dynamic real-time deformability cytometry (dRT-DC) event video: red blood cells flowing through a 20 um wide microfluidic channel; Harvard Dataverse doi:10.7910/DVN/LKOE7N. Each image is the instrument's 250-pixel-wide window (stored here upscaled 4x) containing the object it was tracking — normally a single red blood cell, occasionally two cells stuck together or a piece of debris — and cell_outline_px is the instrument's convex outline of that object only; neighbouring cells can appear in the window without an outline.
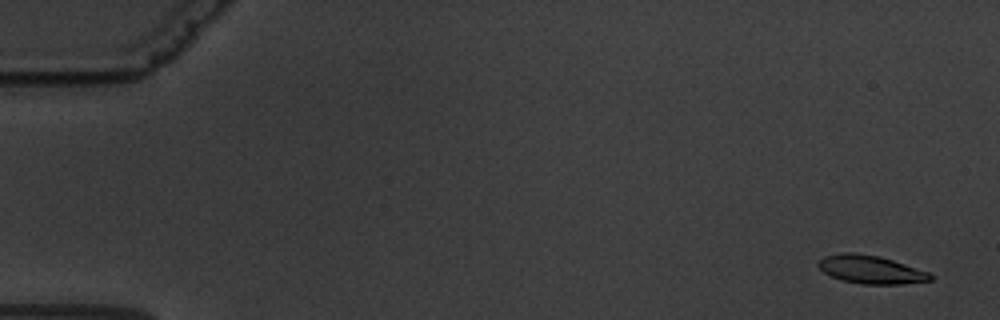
{"species": "common noctule bat (a hibernating species)", "species_latin": "Nyctalus noctula", "temperature_condition": "warm", "stored_images_in_passage": 61, "camera_frame_rate_fps": 3000, "um_per_image_px": 0.085, "animal": {"sex": "male", "body_mass_g": 19.5, "forearm_length_mm": 54.6}, "frame": {"image": 1, "passage_image": 3, "time_ms": 0.667, "image_size_px": [1000, 320], "cell_outline_px": [[932, 280], [900, 284], [860, 284], [840, 280], [824, 272], [816, 264], [824, 256], [844, 252], [856, 252], [880, 256], [928, 272], [932, 276]], "centroid_in_image_um": [73.98, 22.9], "position_along_channel_um": 11.0, "area_um2": 18.32}}
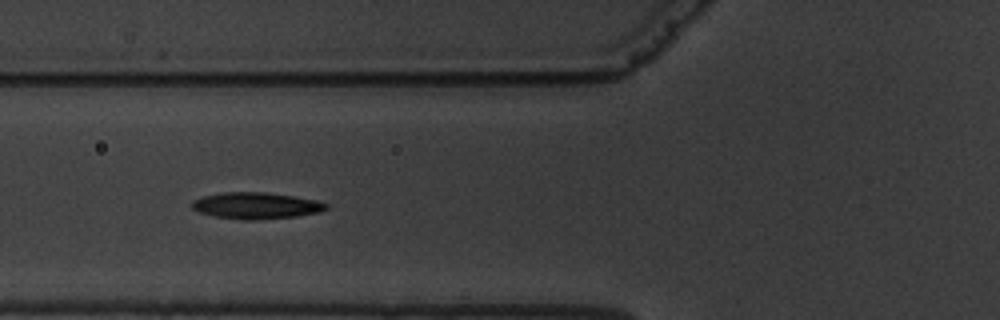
{"frame": {"image": 2, "passage_image": 24, "time_ms": 7.667, "image_size_px": [1000, 320], "cell_outline_px": [[328, 208], [320, 212], [296, 216], [252, 220], [244, 220], [216, 216], [200, 212], [192, 208], [192, 200], [204, 196], [224, 192], [268, 192], [316, 200], [328, 204]], "centroid_in_image_um": [21.78, 17.47], "position_along_channel_um": 104.0, "area_um2": 20.52}}
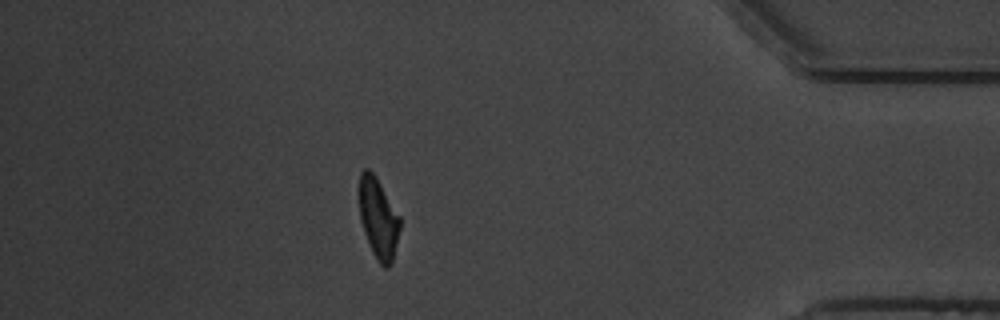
{"frame": {"image": 3, "passage_image": 54, "time_ms": 17.667, "image_size_px": [1000, 320], "cell_outline_px": [[400, 228], [392, 264], [388, 268], [384, 268], [376, 260], [372, 252], [364, 232], [360, 220], [360, 172], [364, 168], [368, 168], [376, 176], [400, 216]], "centroid_in_image_um": [32.17, 18.58], "position_along_channel_um": 403.0, "area_um2": 19.13}, "authors_computed_cell_mechanics": {"area_um2": 19.3052, "velocity_mm_per_s": 3.3769, "shape_relaxation_time_tau1_ms": 4.441, "shape_relaxation_time_tau2_ms": 3.1064, "deformation_change_tau1": 0.1653, "deformation_change_tau2": 0.1124}}